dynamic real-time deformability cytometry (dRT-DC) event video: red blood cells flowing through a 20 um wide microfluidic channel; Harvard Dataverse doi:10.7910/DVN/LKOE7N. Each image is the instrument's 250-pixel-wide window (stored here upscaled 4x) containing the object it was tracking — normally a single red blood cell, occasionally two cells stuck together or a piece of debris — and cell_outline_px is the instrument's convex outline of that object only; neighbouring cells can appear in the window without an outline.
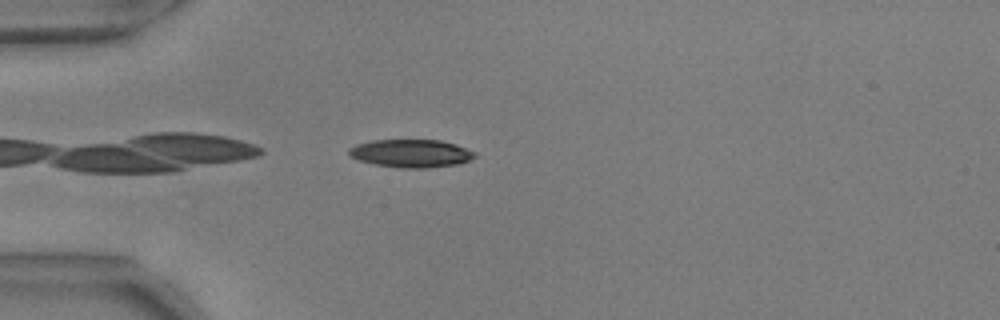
{"species": "common noctule bat (a hibernating species)", "species_latin": "Nyctalus noctula", "temperature_condition": "warm", "stored_images_in_passage": 7, "camera_frame_rate_fps": 3000, "um_per_image_px": 0.085, "animal": {"sex": "male", "body_mass_g": 17.9, "forearm_length_mm": 54.2}, "frame": {"image": 1, "passage_image": 1, "time_ms": 0.0, "image_size_px": [1000, 320], "cell_outline_px": [[476, 156], [460, 164], [428, 168], [400, 168], [376, 164], [360, 160], [348, 156], [348, 148], [356, 144], [372, 140], [440, 140], [456, 144], [476, 152]], "centroid_in_image_um": [34.94, 13.03], "position_along_channel_um": 50.1, "area_um2": 20.63}}